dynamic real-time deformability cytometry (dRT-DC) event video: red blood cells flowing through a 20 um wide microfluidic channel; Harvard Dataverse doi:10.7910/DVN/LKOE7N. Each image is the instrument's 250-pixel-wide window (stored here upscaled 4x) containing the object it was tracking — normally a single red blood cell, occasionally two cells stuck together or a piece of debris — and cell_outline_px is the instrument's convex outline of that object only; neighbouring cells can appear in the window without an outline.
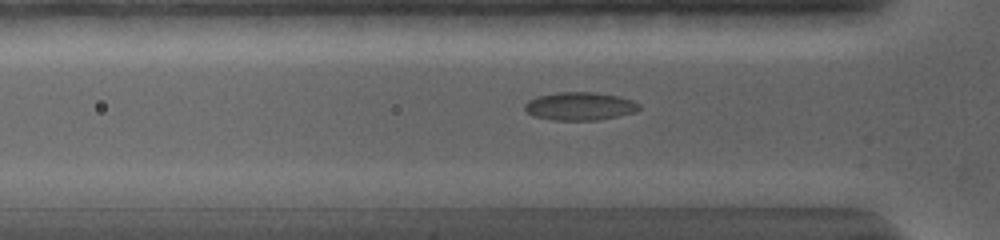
{"species": "common noctule bat (a hibernating species)", "species_latin": "Nyctalus noctula", "temperature_condition": "warm", "stored_images_in_passage": 5, "camera_frame_rate_fps": 5000, "um_per_image_px": 0.085, "animal": {"sex": "female", "body_mass_g": 19.0, "forearm_length_mm": 56.7}, "frame": {"image": 1, "passage_image": 3, "time_ms": 1.4, "image_size_px": [1000, 240], "cell_outline_px": [[640, 108], [636, 112], [600, 120], [552, 120], [532, 116], [524, 108], [524, 104], [528, 100], [536, 96], [556, 92], [592, 92], [616, 96], [632, 100], [640, 104]], "centroid_in_image_um": [49.26, 9.03], "position_along_channel_um": 76.5, "area_um2": 18.84}}
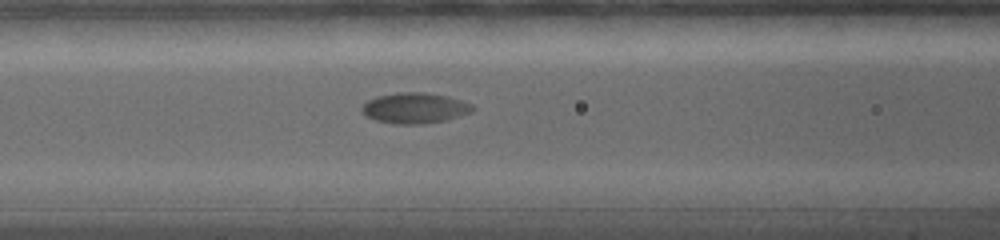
{"frame": {"image": 2, "passage_image": 5, "time_ms": 3.0, "image_size_px": [1000, 240], "cell_outline_px": [[476, 108], [472, 112], [448, 120], [424, 124], [392, 124], [376, 120], [368, 116], [360, 108], [368, 100], [376, 96], [400, 92], [424, 92], [448, 96], [472, 104]], "centroid_in_image_um": [35.3, 9.19], "position_along_channel_um": 131.3, "area_um2": 19.88}}